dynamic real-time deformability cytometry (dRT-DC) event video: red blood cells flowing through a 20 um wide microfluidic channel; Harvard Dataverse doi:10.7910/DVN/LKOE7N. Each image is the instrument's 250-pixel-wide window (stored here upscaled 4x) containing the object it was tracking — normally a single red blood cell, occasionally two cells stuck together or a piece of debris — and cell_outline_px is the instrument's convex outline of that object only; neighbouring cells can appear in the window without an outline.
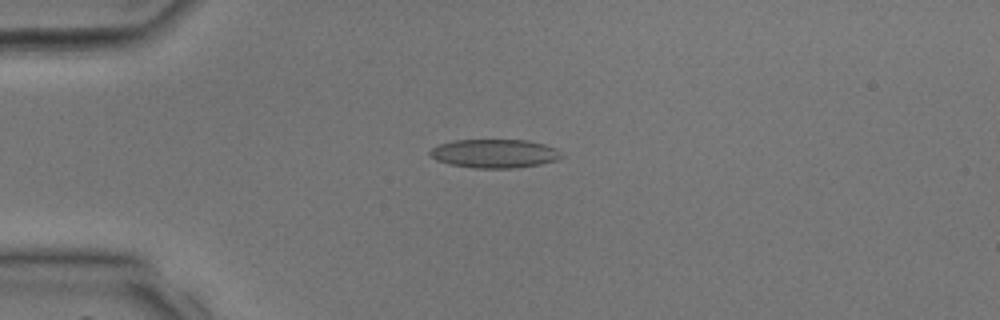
{"species": "common noctule bat (a hibernating species)", "species_latin": "Nyctalus noctula", "temperature_condition": "room temperature", "stored_images_in_passage": 38, "camera_frame_rate_fps": 3000, "um_per_image_px": 0.085, "animal": {"sex": "male", "body_mass_g": 17.9, "forearm_length_mm": 54.2}, "frame": {"image": 1, "passage_image": 9, "time_ms": 2.667, "image_size_px": [1000, 320], "cell_outline_px": [[564, 156], [556, 160], [540, 164], [516, 168], [472, 168], [448, 164], [436, 160], [428, 152], [432, 148], [440, 144], [452, 140], [528, 140], [544, 144], [556, 148]], "centroid_in_image_um": [42.03, 13.05], "position_along_channel_um": 43.0, "area_um2": 22.08}}
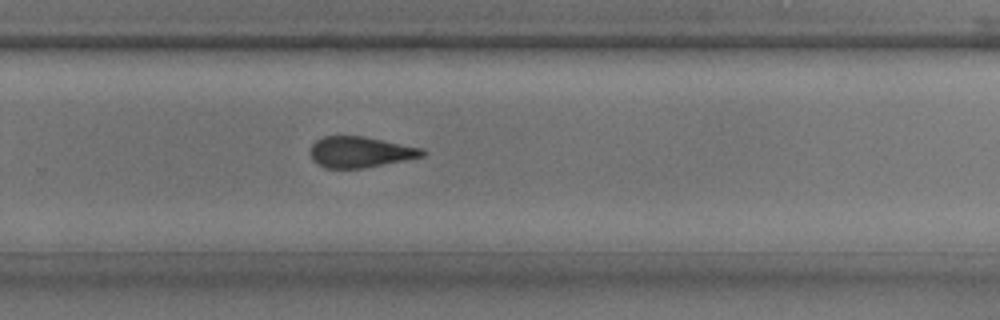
{"frame": {"image": 2, "passage_image": 25, "time_ms": 8.0, "image_size_px": [1000, 320], "cell_outline_px": [[428, 152], [424, 156], [364, 168], [328, 168], [316, 164], [312, 160], [308, 152], [312, 144], [316, 140], [324, 136], [364, 136], [424, 148]], "centroid_in_image_um": [30.61, 12.92], "position_along_channel_um": 299.2, "area_um2": 20.4}}
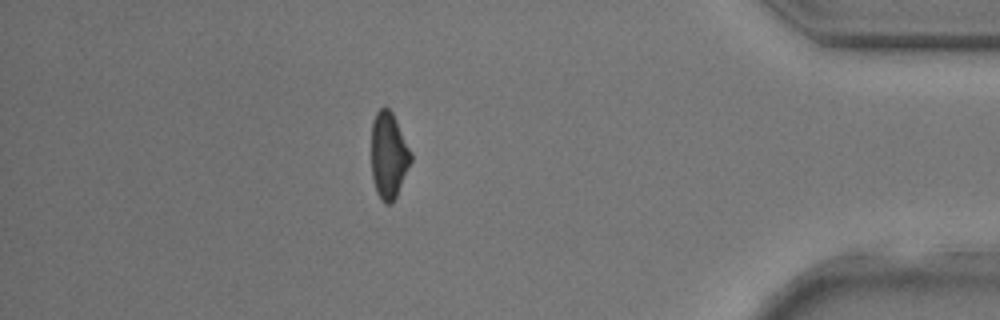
{"frame": {"image": 3, "passage_image": 33, "time_ms": 10.667, "image_size_px": [1000, 320], "cell_outline_px": [[412, 160], [396, 196], [392, 204], [384, 204], [380, 200], [376, 192], [372, 176], [372, 120], [376, 112], [380, 108], [388, 108], [392, 112], [412, 152]], "centroid_in_image_um": [33.04, 13.23], "position_along_channel_um": 402.2, "area_um2": 19.94}}